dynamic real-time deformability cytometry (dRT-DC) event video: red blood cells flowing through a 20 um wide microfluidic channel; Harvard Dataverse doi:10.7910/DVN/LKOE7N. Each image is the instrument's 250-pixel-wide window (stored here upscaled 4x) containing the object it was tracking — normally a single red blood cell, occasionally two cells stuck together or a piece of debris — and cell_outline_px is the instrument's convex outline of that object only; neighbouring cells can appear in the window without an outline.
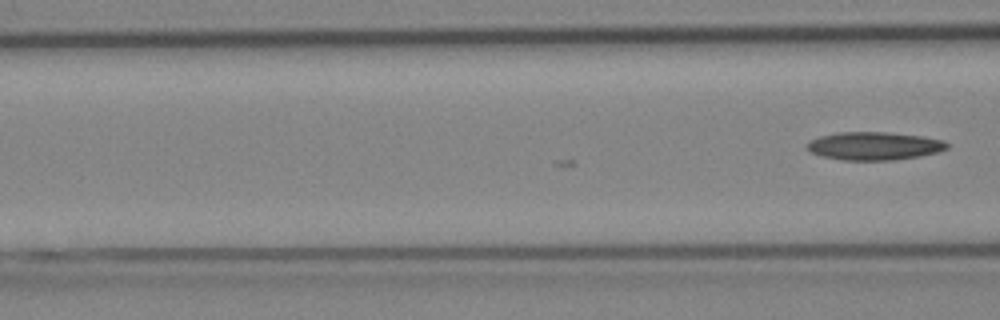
{"species": "Egyptian fruit bat (a non-hibernating species)", "species_latin": "Rousettus aegyptiacus", "temperature_condition": "cold", "stored_images_in_passage": 16, "camera_frame_rate_fps": 3000, "um_per_image_px": 0.085, "animal": {"sex": "female"}, "frame": {"image": 1, "passage_image": 16, "time_ms": 5.0, "image_size_px": [1000, 320], "cell_outline_px": [[948, 148], [936, 152], [920, 156], [892, 160], [844, 160], [820, 156], [804, 148], [812, 140], [820, 136], [840, 132], [884, 132], [924, 136], [944, 140], [948, 144]], "centroid_in_image_um": [74.31, 12.4], "position_along_channel_um": 92.3, "area_um2": 22.83}}